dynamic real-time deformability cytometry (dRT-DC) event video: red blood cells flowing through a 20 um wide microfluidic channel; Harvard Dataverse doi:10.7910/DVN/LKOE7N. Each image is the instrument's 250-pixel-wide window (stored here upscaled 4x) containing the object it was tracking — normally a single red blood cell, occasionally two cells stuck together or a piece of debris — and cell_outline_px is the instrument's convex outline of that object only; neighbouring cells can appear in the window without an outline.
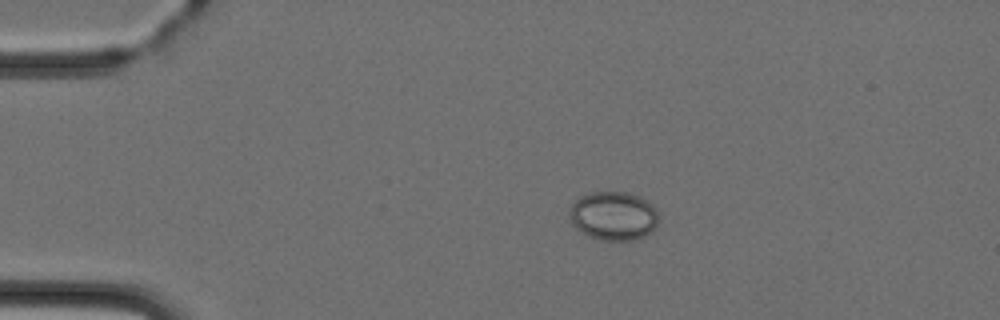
{"species": "Egyptian fruit bat (a non-hibernating species)", "species_latin": "Rousettus aegyptiacus", "temperature_condition": "cold", "stored_images_in_passage": 3, "camera_frame_rate_fps": 3000, "um_per_image_px": 0.085, "animal": {"sex": "female"}, "frame": {"image": 1, "passage_image": 2, "time_ms": 2.0, "image_size_px": [1000, 320], "cell_outline_px": [[656, 224], [652, 232], [644, 236], [632, 240], [600, 240], [588, 236], [580, 232], [572, 224], [568, 212], [572, 204], [580, 196], [592, 192], [628, 192], [640, 196], [652, 204], [656, 208]], "centroid_in_image_um": [52.12, 18.35], "position_along_channel_um": 32.9, "area_um2": 25.43}}